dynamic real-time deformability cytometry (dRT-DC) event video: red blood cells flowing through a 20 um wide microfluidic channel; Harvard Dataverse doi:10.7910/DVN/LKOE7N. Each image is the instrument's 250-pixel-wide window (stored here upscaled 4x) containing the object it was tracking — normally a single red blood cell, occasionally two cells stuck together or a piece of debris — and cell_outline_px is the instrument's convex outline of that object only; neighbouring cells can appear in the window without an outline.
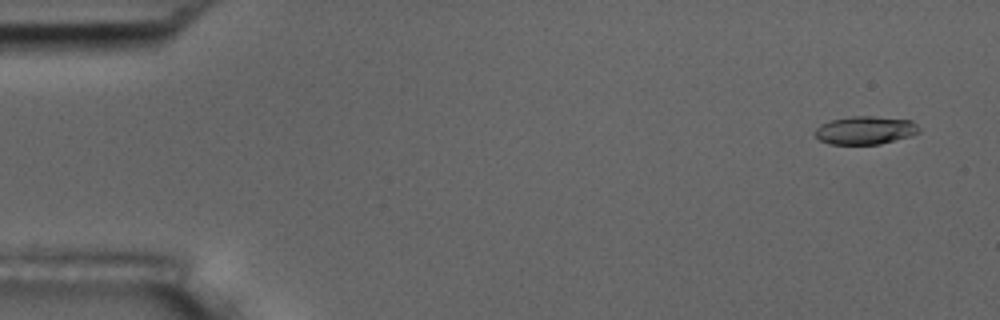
{"species": "common noctule bat (a hibernating species)", "species_latin": "Nyctalus noctula", "temperature_condition": "room temperature", "stored_images_in_passage": 5, "camera_frame_rate_fps": 3000, "um_per_image_px": 0.085, "animal": {"sex": "male", "body_mass_g": 17.5, "forearm_length_mm": 52.3}, "frame": {"image": 1, "passage_image": 1, "time_ms": 0.0, "image_size_px": [1000, 320], "cell_outline_px": [[920, 132], [912, 136], [880, 144], [828, 144], [820, 140], [816, 136], [816, 128], [820, 124], [832, 120], [852, 116], [872, 116], [912, 120], [920, 128]], "centroid_in_image_um": [73.58, 11.07], "position_along_channel_um": 11.4, "area_um2": 17.11}}